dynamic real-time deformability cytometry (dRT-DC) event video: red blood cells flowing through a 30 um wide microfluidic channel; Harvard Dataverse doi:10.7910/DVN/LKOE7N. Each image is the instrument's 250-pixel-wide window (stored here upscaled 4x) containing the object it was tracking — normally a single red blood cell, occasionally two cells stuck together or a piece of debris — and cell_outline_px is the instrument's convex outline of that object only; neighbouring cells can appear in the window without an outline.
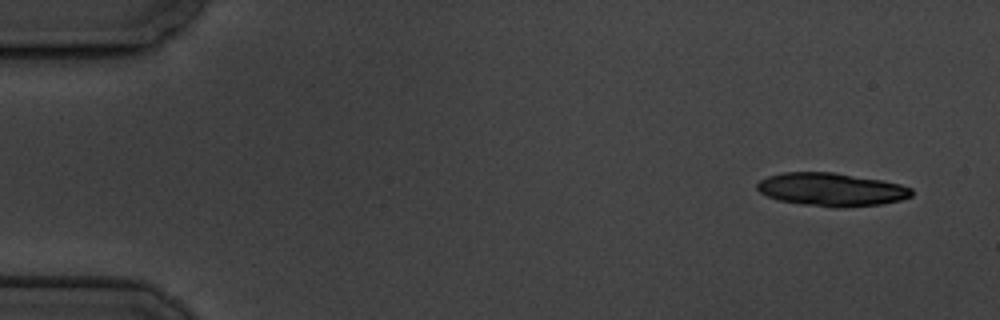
{"species": "common noctule bat (a hibernating species)", "species_latin": "Nyctalus noctula", "temperature_condition": "cold", "stored_images_in_passage": 6, "camera_frame_rate_fps": 3000, "um_per_image_px": 0.085, "animal": {"sex": "male", "body_mass_g": 19.5, "forearm_length_mm": 54.6}, "frame": {"image": 1, "passage_image": 1, "time_ms": 0.0, "image_size_px": [1000, 320], "cell_outline_px": [[912, 196], [900, 200], [880, 204], [844, 208], [832, 208], [800, 204], [776, 200], [760, 192], [756, 188], [756, 184], [760, 180], [768, 176], [784, 172], [832, 172], [884, 180], [900, 184], [912, 188]], "centroid_in_image_um": [70.66, 16.11], "position_along_channel_um": 14.3, "area_um2": 30.17}}